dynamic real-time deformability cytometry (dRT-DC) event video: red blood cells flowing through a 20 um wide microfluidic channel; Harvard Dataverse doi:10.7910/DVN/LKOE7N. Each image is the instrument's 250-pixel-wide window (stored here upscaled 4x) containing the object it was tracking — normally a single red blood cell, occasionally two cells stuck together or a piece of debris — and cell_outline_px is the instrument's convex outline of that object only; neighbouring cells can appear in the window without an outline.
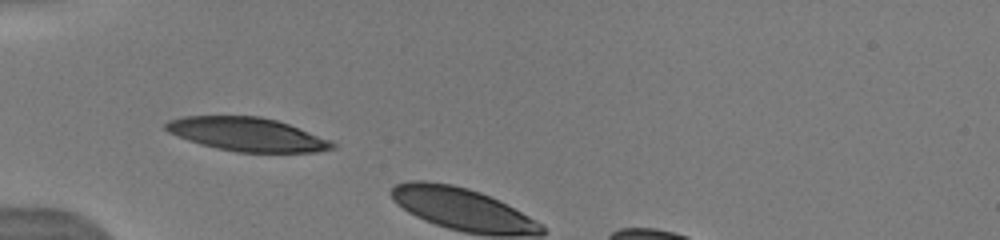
{"species": "human", "species_latin": "Homo sapiens", "temperature_condition": "warm", "stored_images_in_passage": 2, "camera_frame_rate_fps": 3000, "um_per_image_px": 0.085, "donor": {"sex": "male"}, "frame": {"image": 1, "passage_image": 1, "time_ms": 0.0, "image_size_px": [1000, 240], "cell_outline_px": [[336, 148], [316, 152], [236, 152], [216, 148], [200, 144], [188, 140], [168, 132], [164, 128], [164, 124], [168, 120], [184, 116], [260, 116], [276, 120], [288, 124], [332, 140], [336, 144]], "centroid_in_image_um": [21.01, 11.42], "position_along_channel_um": 64.0, "area_um2": 32.66}}